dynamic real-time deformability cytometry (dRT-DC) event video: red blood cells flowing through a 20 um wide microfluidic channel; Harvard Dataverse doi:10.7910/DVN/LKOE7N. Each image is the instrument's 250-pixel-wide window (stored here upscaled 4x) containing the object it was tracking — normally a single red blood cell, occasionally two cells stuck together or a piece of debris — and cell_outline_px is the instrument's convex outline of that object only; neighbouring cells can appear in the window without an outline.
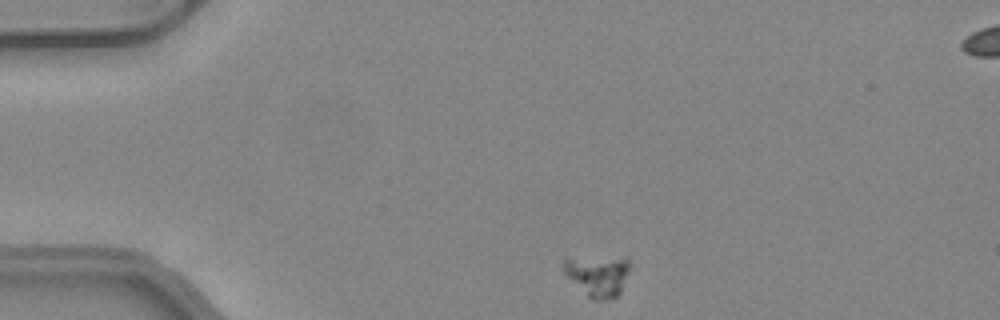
{"species": "common noctule bat (a hibernating species)", "species_latin": "Nyctalus noctula", "temperature_condition": "warm", "stored_images_in_passage": 43, "camera_frame_rate_fps": 3000, "um_per_image_px": 0.085, "animal": {"sex": "female", "body_mass_g": 24.6, "forearm_length_mm": 56.2}, "frame": {"image": 1, "passage_image": 1, "time_ms": 0.0, "image_size_px": [1000, 320], "cell_outline_px": [[628, 268], [620, 292], [612, 300], [592, 300], [564, 272], [564, 260], [628, 256]], "centroid_in_image_um": [50.86, 23.44], "position_along_channel_um": 34.1, "area_um2": 15.2}}
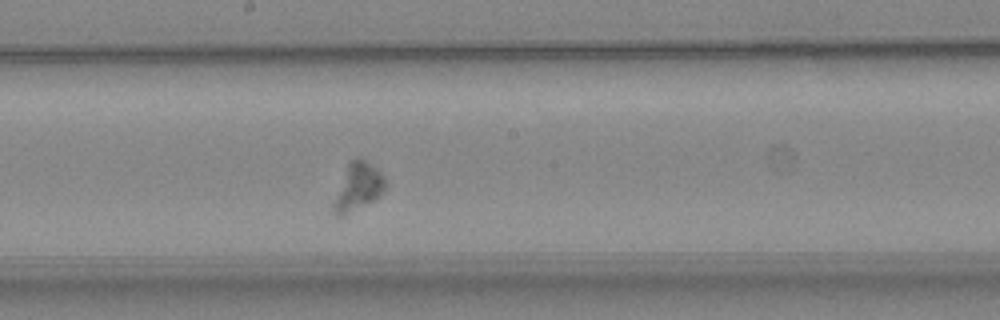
{"frame": {"image": 2, "passage_image": 19, "time_ms": 6.0, "image_size_px": [1000, 320], "cell_outline_px": [[388, 184], [384, 192], [380, 196], [340, 216], [336, 216], [332, 212], [332, 208], [336, 196], [348, 164], [352, 160], [364, 160], [376, 168], [388, 180]], "centroid_in_image_um": [30.49, 15.89], "position_along_channel_um": 217.7, "area_um2": 13.7}}
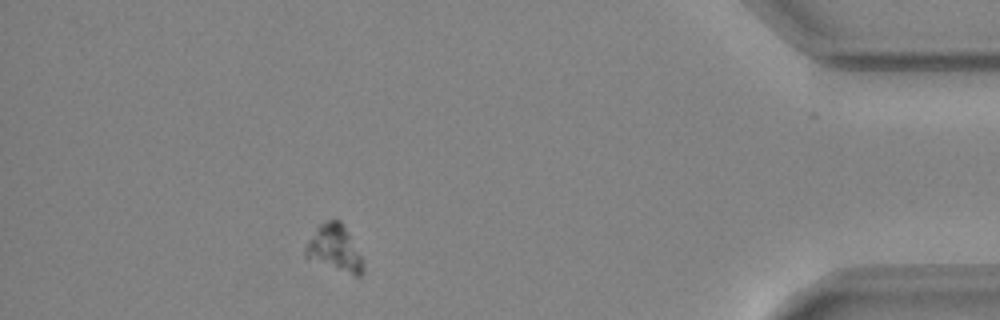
{"frame": {"image": 3, "passage_image": 37, "time_ms": 12.0, "image_size_px": [1000, 320], "cell_outline_px": [[364, 272], [360, 276], [356, 276], [304, 256], [304, 248], [316, 228], [320, 224], [328, 220], [340, 220], [360, 256], [364, 264]], "centroid_in_image_um": [28.43, 21.11], "position_along_channel_um": 406.8, "area_um2": 14.85}}